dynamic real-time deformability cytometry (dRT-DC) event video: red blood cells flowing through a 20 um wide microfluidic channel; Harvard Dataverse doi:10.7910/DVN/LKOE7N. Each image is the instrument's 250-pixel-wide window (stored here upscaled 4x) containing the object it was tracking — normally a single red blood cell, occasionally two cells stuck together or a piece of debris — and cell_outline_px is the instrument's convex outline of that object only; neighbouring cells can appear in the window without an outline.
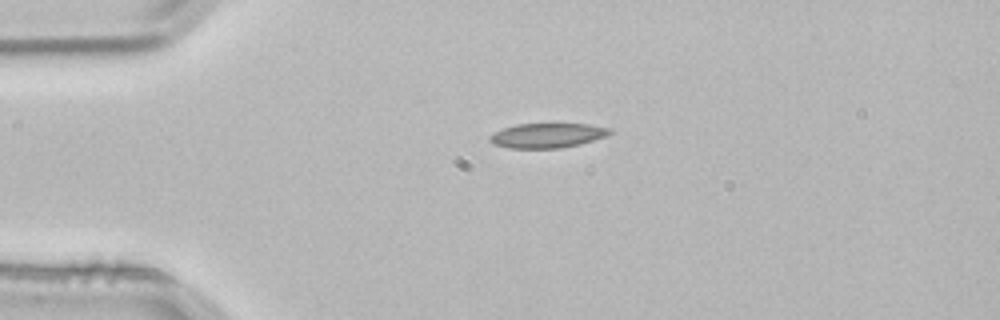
{"species": "common noctule bat (a hibernating species)", "species_latin": "Nyctalus noctula", "temperature_condition": "room temperature", "stored_images_in_passage": 2, "camera_frame_rate_fps": 3000, "um_per_image_px": 0.085, "animal": {"sex": "male", "body_mass_g": 21.5, "forearm_length_mm": 52.0}, "frame": {"image": 1, "passage_image": 1, "time_ms": 0.0, "image_size_px": [1000, 320], "cell_outline_px": [[612, 132], [608, 136], [580, 144], [560, 148], [508, 148], [492, 144], [488, 140], [488, 136], [504, 128], [516, 124], [588, 124], [612, 128]], "centroid_in_image_um": [46.54, 11.52], "position_along_channel_um": 38.5, "area_um2": 17.34}}